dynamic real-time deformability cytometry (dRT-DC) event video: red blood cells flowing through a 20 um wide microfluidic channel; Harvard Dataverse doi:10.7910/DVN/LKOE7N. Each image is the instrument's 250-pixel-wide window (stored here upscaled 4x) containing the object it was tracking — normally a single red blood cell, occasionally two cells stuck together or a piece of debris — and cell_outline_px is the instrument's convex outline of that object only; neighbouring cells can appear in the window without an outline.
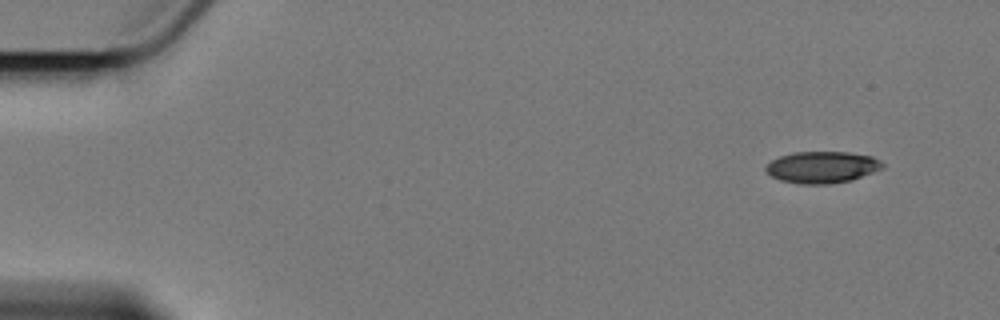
{"species": "Egyptian fruit bat (a non-hibernating species)", "species_latin": "Rousettus aegyptiacus", "temperature_condition": "cold", "stored_images_in_passage": 3, "camera_frame_rate_fps": 3000, "um_per_image_px": 0.085, "animal": {"sex": "female"}, "frame": {"image": 1, "passage_image": 1, "time_ms": 0.0, "image_size_px": [1000, 320], "cell_outline_px": [[884, 168], [852, 180], [828, 184], [800, 184], [780, 180], [772, 176], [764, 168], [772, 160], [780, 156], [792, 152], [848, 152], [872, 156], [880, 160], [884, 164]], "centroid_in_image_um": [69.9, 14.21], "position_along_channel_um": 15.1, "area_um2": 21.56}}